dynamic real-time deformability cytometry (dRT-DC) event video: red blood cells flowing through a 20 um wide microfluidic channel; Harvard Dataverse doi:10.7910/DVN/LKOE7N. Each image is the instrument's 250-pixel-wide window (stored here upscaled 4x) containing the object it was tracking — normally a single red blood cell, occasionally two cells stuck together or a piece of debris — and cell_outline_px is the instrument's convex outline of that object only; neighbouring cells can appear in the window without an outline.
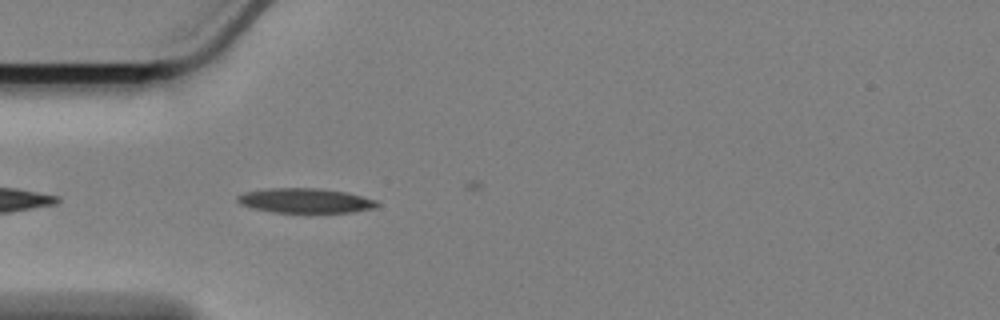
{"species": "Egyptian fruit bat (a non-hibernating species)", "species_latin": "Rousettus aegyptiacus", "temperature_condition": "cold", "stored_images_in_passage": 4, "camera_frame_rate_fps": 3000, "um_per_image_px": 0.085, "animal": {"sex": "female"}, "frame": {"image": 1, "passage_image": 3, "time_ms": 0.667, "image_size_px": [1000, 320], "cell_outline_px": [[380, 204], [376, 208], [352, 212], [272, 212], [252, 208], [240, 204], [236, 200], [236, 196], [244, 192], [268, 188], [320, 188], [348, 192], [376, 200]], "centroid_in_image_um": [25.95, 17.04], "position_along_channel_um": 59.0, "area_um2": 20.23}}